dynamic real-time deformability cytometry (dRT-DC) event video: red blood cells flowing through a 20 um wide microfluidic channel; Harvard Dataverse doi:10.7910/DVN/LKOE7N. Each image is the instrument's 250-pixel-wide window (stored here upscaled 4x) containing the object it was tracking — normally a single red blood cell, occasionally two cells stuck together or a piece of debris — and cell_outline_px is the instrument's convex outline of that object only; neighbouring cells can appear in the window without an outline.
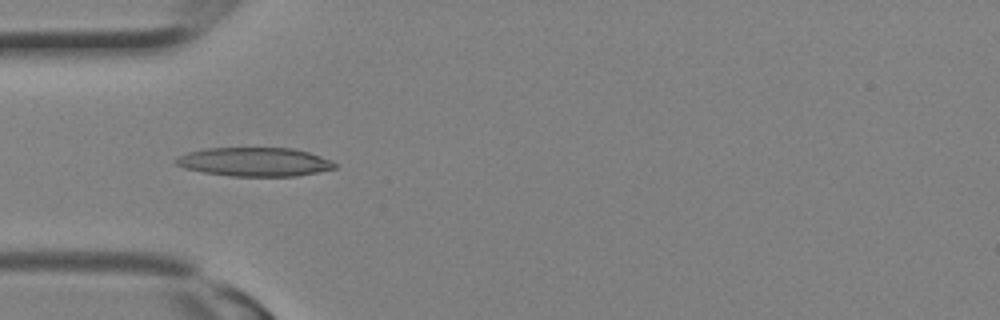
{"species": "Egyptian fruit bat (a non-hibernating species)", "species_latin": "Rousettus aegyptiacus", "temperature_condition": "room temperature", "stored_images_in_passage": 8, "camera_frame_rate_fps": 3000, "um_per_image_px": 0.085, "animal": {"sex": "female"}, "frame": {"image": 1, "passage_image": 3, "time_ms": 0.667, "image_size_px": [1000, 320], "cell_outline_px": [[336, 168], [296, 176], [228, 176], [204, 172], [184, 168], [176, 164], [172, 160], [188, 152], [208, 148], [292, 148], [308, 152], [332, 160], [336, 164]], "centroid_in_image_um": [21.63, 13.76], "position_along_channel_um": 63.4, "area_um2": 26.59}}
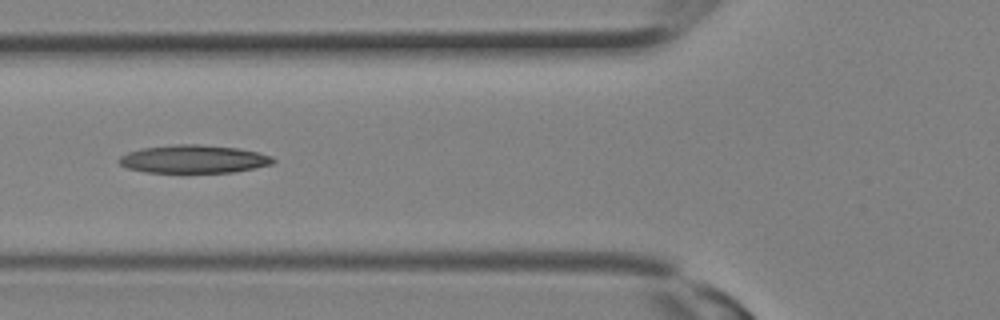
{"frame": {"image": 2, "passage_image": 5, "time_ms": 1.333, "image_size_px": [1000, 320], "cell_outline_px": [[276, 160], [272, 164], [232, 172], [144, 172], [128, 168], [120, 164], [120, 156], [128, 152], [144, 148], [176, 144], [200, 144], [236, 148], [256, 152], [272, 156]], "centroid_in_image_um": [16.46, 13.52], "position_along_channel_um": 109.3, "area_um2": 24.85}}
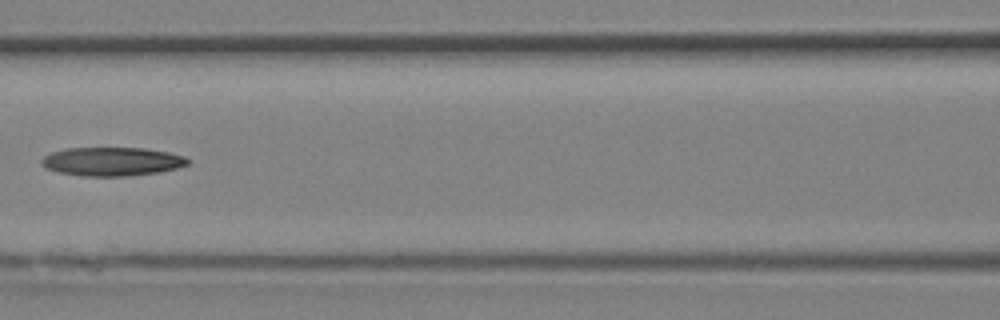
{"frame": {"image": 3, "passage_image": 7, "time_ms": 2.0, "image_size_px": [1000, 320], "cell_outline_px": [[192, 160], [188, 164], [176, 168], [156, 172], [124, 176], [84, 176], [60, 172], [48, 168], [40, 164], [40, 160], [44, 156], [52, 152], [64, 148], [144, 148], [168, 152], [184, 156]], "centroid_in_image_um": [9.52, 13.72], "position_along_channel_um": 157.1, "area_um2": 24.28}}